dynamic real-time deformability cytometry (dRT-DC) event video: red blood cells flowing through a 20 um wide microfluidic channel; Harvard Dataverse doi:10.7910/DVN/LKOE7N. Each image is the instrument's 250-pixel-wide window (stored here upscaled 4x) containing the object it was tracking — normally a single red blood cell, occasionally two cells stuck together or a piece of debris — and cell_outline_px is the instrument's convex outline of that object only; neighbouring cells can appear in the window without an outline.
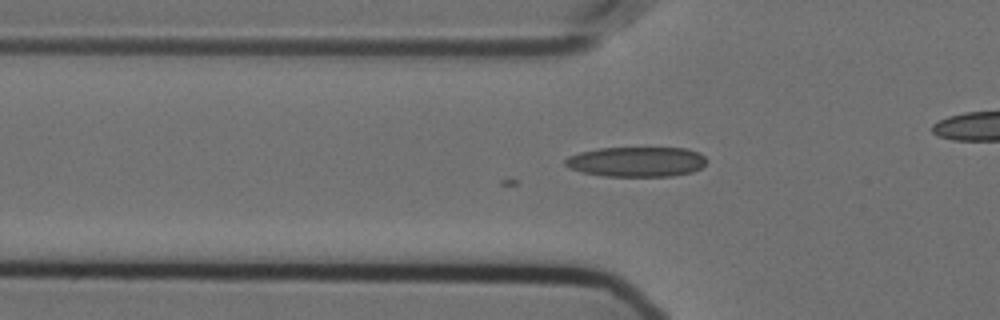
{"species": "Egyptian fruit bat (a non-hibernating species)", "species_latin": "Rousettus aegyptiacus", "temperature_condition": "cold", "stored_images_in_passage": 29, "camera_frame_rate_fps": 3000, "um_per_image_px": 0.085, "animal": {"sex": "female"}, "frame": {"image": 1, "passage_image": 2, "time_ms": 0.333, "image_size_px": [1000, 320], "cell_outline_px": [[708, 160], [700, 168], [692, 172], [672, 176], [604, 176], [580, 172], [568, 168], [564, 164], [564, 160], [568, 156], [580, 152], [600, 148], [688, 148], [704, 156]], "centroid_in_image_um": [54.08, 13.75], "position_along_channel_um": 71.7, "area_um2": 24.8}}
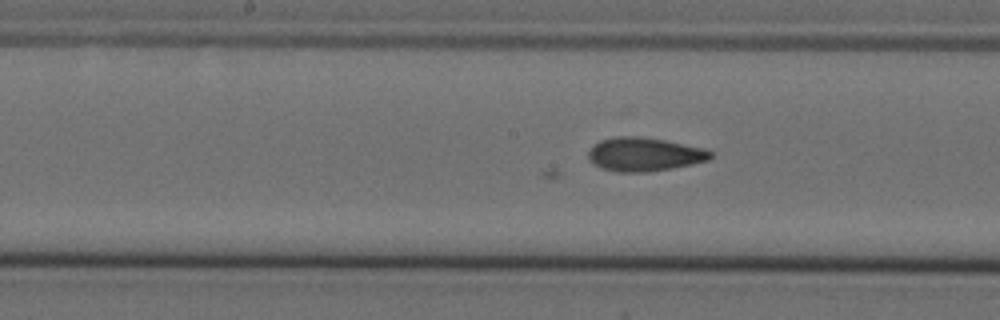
{"frame": {"image": 2, "passage_image": 12, "time_ms": 3.667, "image_size_px": [1000, 320], "cell_outline_px": [[712, 156], [708, 160], [692, 164], [672, 168], [648, 172], [616, 172], [604, 168], [596, 164], [588, 156], [588, 152], [592, 144], [600, 140], [616, 136], [640, 136], [664, 140], [704, 148], [712, 152]], "centroid_in_image_um": [54.76, 13.11], "position_along_channel_um": 193.4, "area_um2": 23.87}}
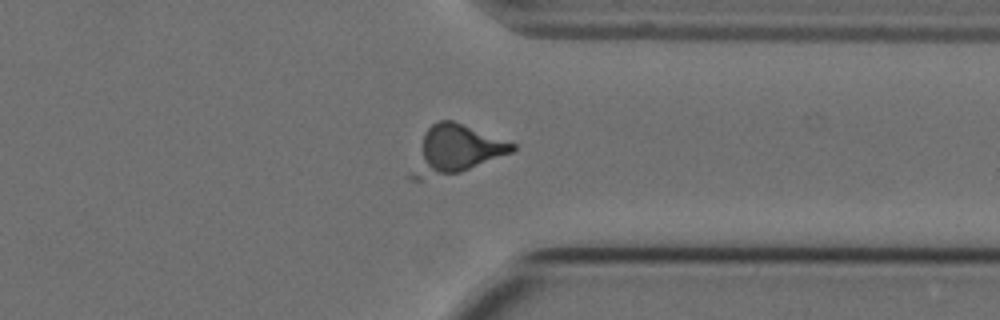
{"frame": {"image": 3, "passage_image": 27, "time_ms": 8.667, "image_size_px": [1000, 320], "cell_outline_px": [[516, 148], [512, 152], [460, 172], [420, 180], [412, 180], [408, 176], [408, 172], [424, 132], [432, 124], [440, 120], [452, 120], [516, 144]], "centroid_in_image_um": [38.65, 12.75], "position_along_channel_um": 372.7, "area_um2": 28.15}}